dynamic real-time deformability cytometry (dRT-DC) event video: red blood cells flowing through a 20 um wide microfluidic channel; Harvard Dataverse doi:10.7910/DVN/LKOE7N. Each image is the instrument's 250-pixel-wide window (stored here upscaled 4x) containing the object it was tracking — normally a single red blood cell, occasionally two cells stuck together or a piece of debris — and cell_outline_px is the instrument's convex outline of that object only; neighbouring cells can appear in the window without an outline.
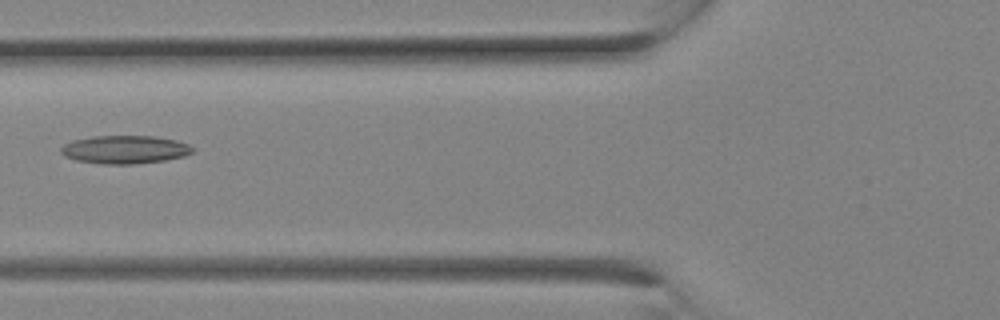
{"species": "Egyptian fruit bat (a non-hibernating species)", "species_latin": "Rousettus aegyptiacus", "temperature_condition": "room temperature", "stored_images_in_passage": 7, "camera_frame_rate_fps": 3000, "um_per_image_px": 0.085, "animal": {"sex": "female"}, "frame": {"image": 1, "passage_image": 6, "time_ms": 1.667, "image_size_px": [1000, 320], "cell_outline_px": [[196, 148], [192, 152], [184, 156], [164, 160], [132, 164], [100, 164], [76, 160], [64, 156], [60, 152], [60, 148], [64, 144], [72, 140], [92, 136], [152, 136], [176, 140], [188, 144]], "centroid_in_image_um": [10.59, 12.71], "position_along_channel_um": 115.2, "area_um2": 21.68}}